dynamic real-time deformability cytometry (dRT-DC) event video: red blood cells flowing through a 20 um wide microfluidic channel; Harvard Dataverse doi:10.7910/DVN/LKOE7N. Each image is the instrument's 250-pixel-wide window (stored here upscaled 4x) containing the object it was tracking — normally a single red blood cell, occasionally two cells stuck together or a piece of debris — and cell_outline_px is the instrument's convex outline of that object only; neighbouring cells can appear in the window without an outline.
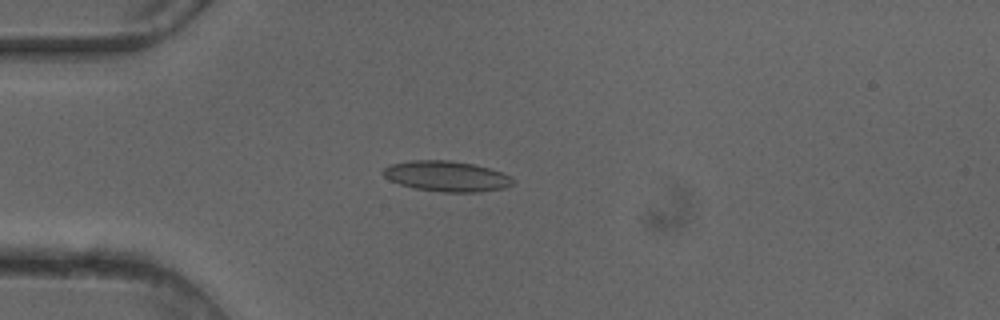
{"species": "common noctule bat (a hibernating species)", "species_latin": "Nyctalus noctula", "temperature_condition": "cold", "stored_images_in_passage": 51, "camera_frame_rate_fps": 3000, "um_per_image_px": 0.085, "animal": {"sex": "female"}, "frame": {"image": 1, "passage_image": 14, "time_ms": 4.333, "image_size_px": [1000, 320], "cell_outline_px": [[512, 184], [504, 188], [480, 192], [440, 192], [412, 188], [388, 180], [380, 172], [388, 164], [412, 160], [452, 160], [472, 164], [488, 168], [512, 176]], "centroid_in_image_um": [37.9, 14.98], "position_along_channel_um": 47.1, "area_um2": 23.24}}
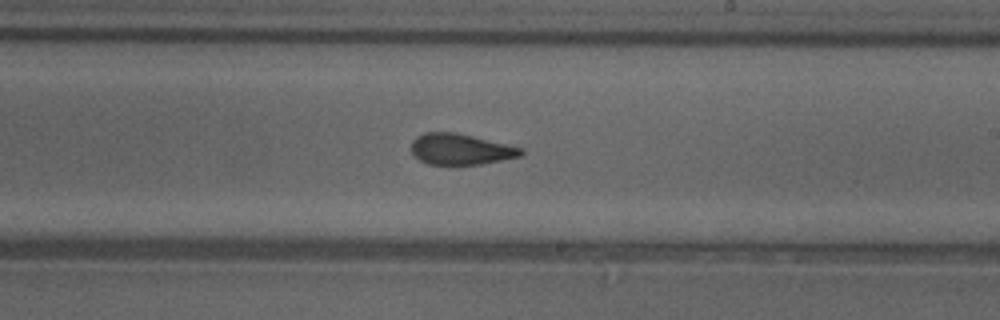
{"frame": {"image": 2, "passage_image": 30, "time_ms": 9.667, "image_size_px": [1000, 320], "cell_outline_px": [[524, 152], [520, 156], [480, 164], [428, 164], [420, 160], [412, 152], [412, 140], [416, 136], [424, 132], [456, 132], [524, 148]], "centroid_in_image_um": [39.15, 12.67], "position_along_channel_um": 249.9, "area_um2": 19.65}}
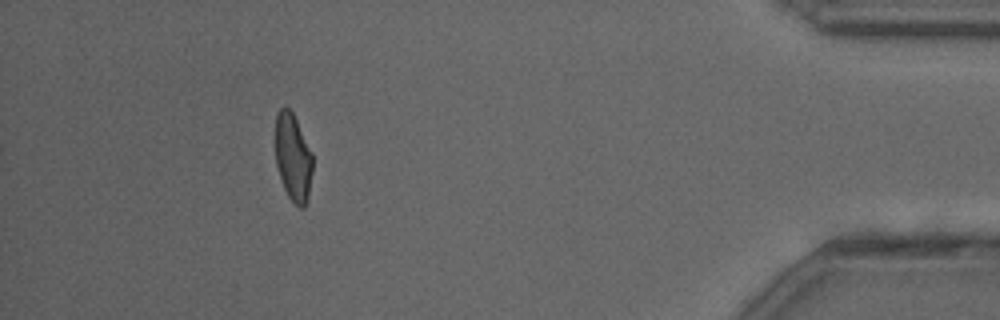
{"frame": {"image": 3, "passage_image": 46, "time_ms": 15.0, "image_size_px": [1000, 320], "cell_outline_px": [[312, 172], [308, 196], [304, 208], [300, 208], [288, 196], [284, 188], [276, 164], [276, 112], [284, 104], [292, 112], [312, 152]], "centroid_in_image_um": [24.9, 13.36], "position_along_channel_um": 410.3, "area_um2": 18.84}, "authors_computed_cell_mechanics": {"area_um2": 20.8658, "velocity_mm_per_s": 4.1225, "shape_relaxation_time_tau1_ms": 9.9336, "shape_relaxation_time_tau2_ms": 1.5293, "deformation_change_tau1": 0.2096, "deformation_change_tau2": 0.0721}}